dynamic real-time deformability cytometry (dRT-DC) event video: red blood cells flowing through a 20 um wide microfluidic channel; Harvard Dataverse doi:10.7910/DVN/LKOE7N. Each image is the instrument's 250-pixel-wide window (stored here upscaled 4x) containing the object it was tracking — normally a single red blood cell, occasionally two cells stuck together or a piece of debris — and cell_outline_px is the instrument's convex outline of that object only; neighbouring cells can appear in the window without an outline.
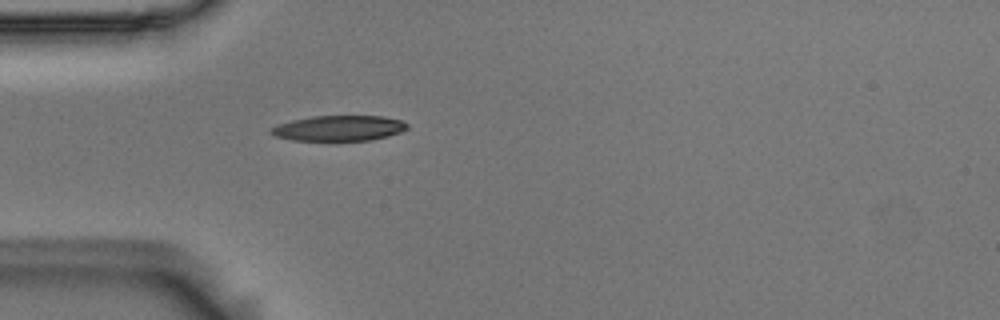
{"species": "Egyptian fruit bat (a non-hibernating species)", "species_latin": "Rousettus aegyptiacus", "temperature_condition": "room temperature", "stored_images_in_passage": 10, "camera_frame_rate_fps": 3000, "um_per_image_px": 0.085, "animal": {"sex": "male"}, "frame": {"image": 1, "passage_image": 2, "time_ms": 0.333, "image_size_px": [1000, 320], "cell_outline_px": [[408, 128], [400, 132], [388, 136], [372, 140], [336, 144], [292, 140], [276, 136], [268, 132], [272, 128], [280, 124], [292, 120], [312, 116], [384, 116], [404, 120], [408, 124]], "centroid_in_image_um": [28.83, 10.95], "position_along_channel_um": 56.2, "area_um2": 21.27}}
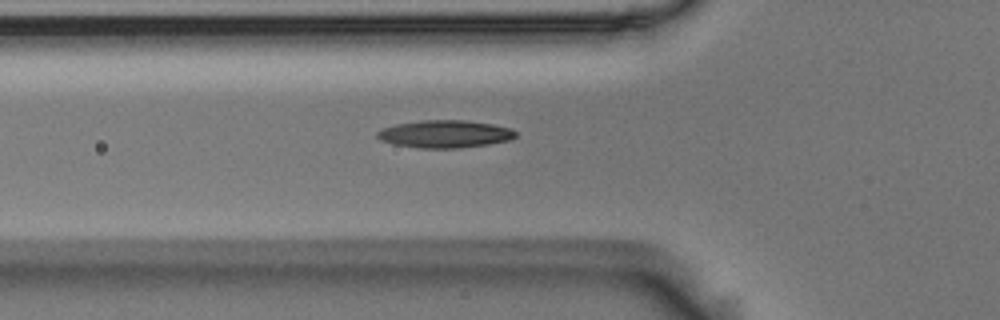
{"frame": {"image": 2, "passage_image": 5, "time_ms": 1.333, "image_size_px": [1000, 320], "cell_outline_px": [[516, 136], [508, 140], [488, 144], [460, 148], [420, 148], [396, 144], [380, 140], [376, 136], [376, 132], [384, 128], [396, 124], [420, 120], [464, 120], [492, 124], [512, 128], [516, 132]], "centroid_in_image_um": [37.82, 11.38], "position_along_channel_um": 88.0, "area_um2": 22.14}}